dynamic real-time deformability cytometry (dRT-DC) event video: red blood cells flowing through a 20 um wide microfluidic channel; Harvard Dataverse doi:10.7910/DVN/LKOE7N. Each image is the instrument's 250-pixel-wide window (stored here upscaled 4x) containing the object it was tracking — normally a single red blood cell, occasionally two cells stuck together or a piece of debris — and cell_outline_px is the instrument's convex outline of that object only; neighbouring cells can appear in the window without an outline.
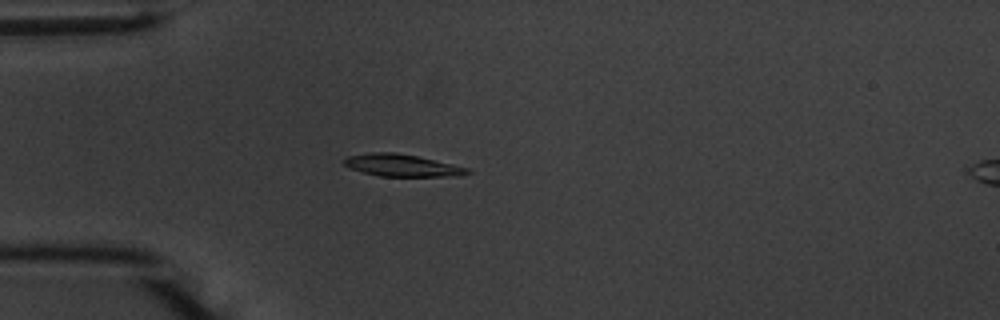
{"species": "common noctule bat (a hibernating species)", "species_latin": "Nyctalus noctula", "temperature_condition": "warm", "stored_images_in_passage": 48, "camera_frame_rate_fps": 3000, "um_per_image_px": 0.085, "animal": {"sex": "male", "body_mass_g": 20.1, "forearm_length_mm": 53.5}, "frame": {"image": 1, "passage_image": 9, "time_ms": 2.667, "image_size_px": [1000, 320], "cell_outline_px": [[472, 172], [460, 176], [380, 176], [348, 168], [340, 160], [348, 156], [372, 152], [396, 152], [416, 156], [452, 164], [468, 168]], "centroid_in_image_um": [34.13, 14.05], "position_along_channel_um": 50.9, "area_um2": 15.9}}
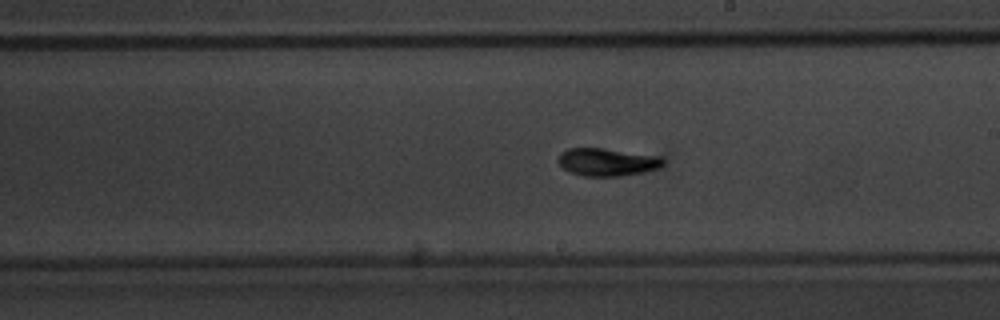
{"frame": {"image": 2, "passage_image": 25, "time_ms": 8.0, "image_size_px": [1000, 320], "cell_outline_px": [[664, 164], [656, 168], [644, 172], [620, 176], [584, 176], [568, 172], [560, 164], [560, 152], [568, 148], [604, 148], [660, 156], [664, 160]], "centroid_in_image_um": [51.61, 13.77], "position_along_channel_um": 237.4, "area_um2": 16.88}}
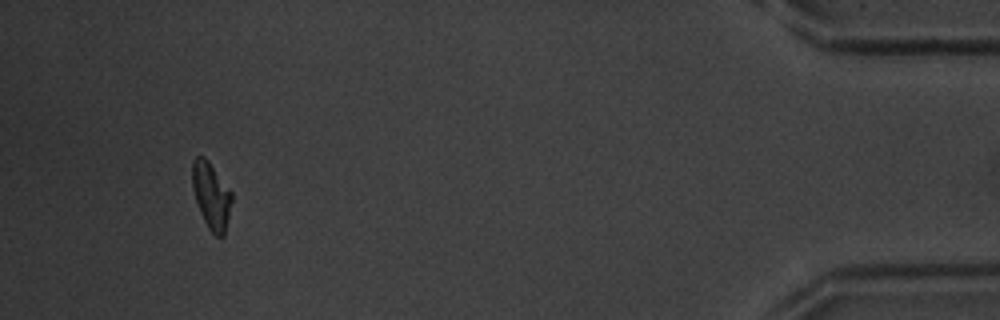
{"frame": {"image": 3, "passage_image": 45, "time_ms": 14.667, "image_size_px": [1000, 320], "cell_outline_px": [[232, 200], [224, 236], [216, 236], [208, 228], [200, 212], [192, 188], [192, 160], [196, 156], [204, 156], [208, 160], [232, 192]], "centroid_in_image_um": [17.95, 16.6], "position_along_channel_um": 417.3, "area_um2": 15.26}, "authors_computed_cell_mechanics": {"area_um2": 15.9817, "velocity_mm_per_s": 3.7148, "shape_relaxation_time_tau1_ms": 2.9272, "shape_relaxation_time_tau2_ms": 3.1807, "deformation_change_tau1": 0.1439, "deformation_change_tau2": 0.0794}}